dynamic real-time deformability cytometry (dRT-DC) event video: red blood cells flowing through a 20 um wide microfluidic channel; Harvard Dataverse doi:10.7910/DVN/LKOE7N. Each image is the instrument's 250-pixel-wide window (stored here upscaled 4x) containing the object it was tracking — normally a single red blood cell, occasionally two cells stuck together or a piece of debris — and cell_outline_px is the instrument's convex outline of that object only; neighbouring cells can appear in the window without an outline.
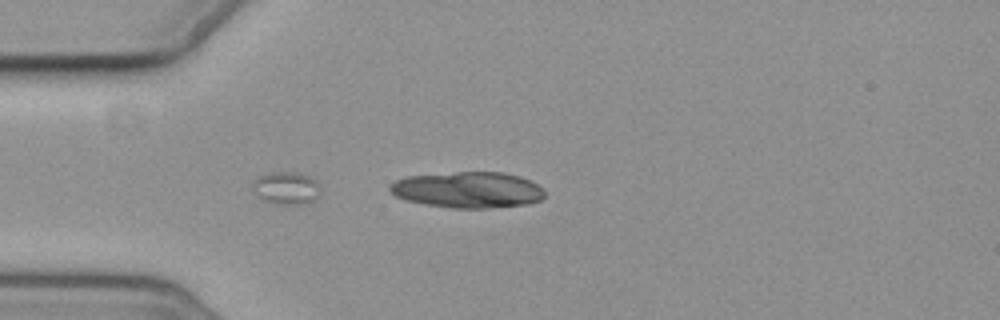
{"species": "common noctule bat (a hibernating species)", "species_latin": "Nyctalus noctula", "temperature_condition": "cold", "stored_images_in_passage": 4, "segment_of_instrument_passage": [2, 2], "camera_frame_rate_fps": 3000, "um_per_image_px": 0.085, "animal": {"sex": "female", "body_mass_g": 19.3, "forearm_length_mm": 54.1}, "frame": {"image": 1, "passage_image": 4, "time_ms": 4.333, "image_size_px": [1000, 320], "cell_outline_px": [[544, 196], [540, 200], [528, 204], [484, 208], [452, 208], [424, 204], [404, 200], [396, 196], [388, 188], [396, 180], [408, 176], [456, 172], [504, 172], [520, 176], [536, 184], [544, 192]], "centroid_in_image_um": [39.75, 16.14], "position_along_channel_um": 45.2, "area_um2": 32.37}}